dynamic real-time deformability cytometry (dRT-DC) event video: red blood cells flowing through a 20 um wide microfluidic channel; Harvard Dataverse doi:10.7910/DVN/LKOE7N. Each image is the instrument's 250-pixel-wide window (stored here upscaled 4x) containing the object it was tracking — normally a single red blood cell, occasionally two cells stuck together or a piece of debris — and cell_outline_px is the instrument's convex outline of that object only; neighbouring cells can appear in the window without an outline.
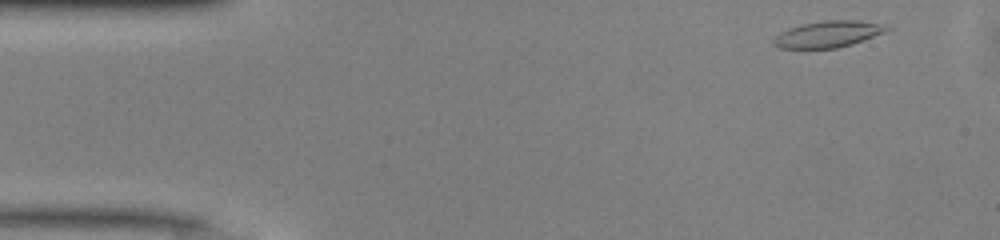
{"species": "common noctule bat (a hibernating species)", "species_latin": "Nyctalus noctula", "temperature_condition": "warm", "stored_images_in_passage": 35, "camera_frame_rate_fps": 3000, "um_per_image_px": 0.085, "animal": {"sex": "male", "body_mass_g": 13.0, "forearm_length_mm": 53.1}, "frame": {"image": 1, "passage_image": 1, "time_ms": 0.0, "image_size_px": [1000, 240], "cell_outline_px": [[892, 28], [888, 32], [852, 44], [836, 48], [804, 52], [780, 48], [772, 44], [772, 40], [780, 32], [788, 28], [800, 24], [824, 20], [856, 20], [888, 24]], "centroid_in_image_um": [70.36, 2.94], "position_along_channel_um": 14.6, "area_um2": 18.61}}
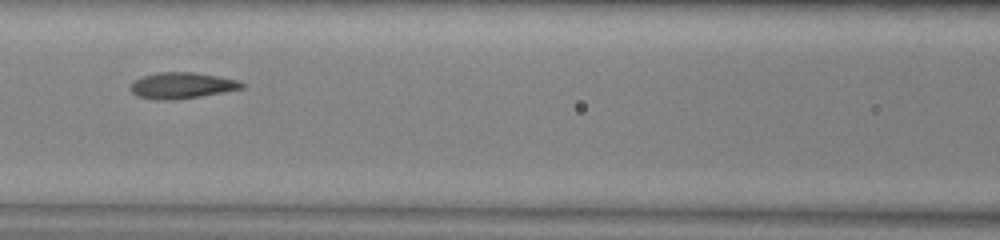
{"frame": {"image": 2, "passage_image": 18, "time_ms": 5.667, "image_size_px": [1000, 240], "cell_outline_px": [[244, 88], [200, 96], [172, 100], [160, 100], [140, 96], [132, 92], [132, 80], [156, 72], [196, 72], [240, 80], [244, 84]], "centroid_in_image_um": [15.49, 7.25], "position_along_channel_um": 151.1, "area_um2": 16.82}}
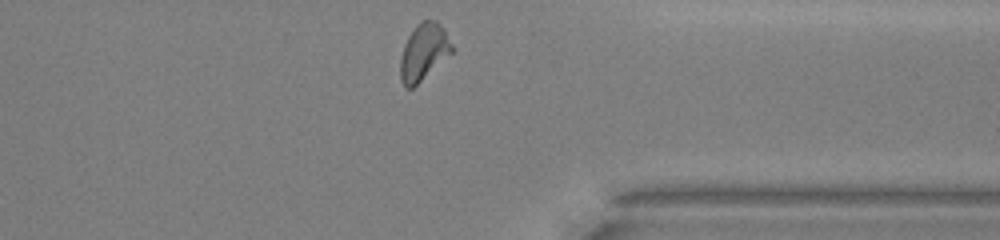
{"frame": {"image": 3, "passage_image": 35, "time_ms": 11.333, "image_size_px": [1000, 240], "cell_outline_px": [[452, 52], [412, 88], [404, 88], [400, 80], [400, 56], [404, 44], [408, 36], [416, 24], [420, 20], [436, 20], [444, 28], [452, 44]], "centroid_in_image_um": [35.98, 4.39], "position_along_channel_um": 375.4, "area_um2": 16.99}, "authors_computed_cell_mechanics": {"area_um2": 16.9354, "velocity_mm_per_s": 4.1153, "shape_relaxation_time_tau1_ms": 6.9321, "shape_relaxation_time_tau2_ms": 2.0259, "deformation_change_tau1": 0.2143, "deformation_change_tau2": 0.0725}}